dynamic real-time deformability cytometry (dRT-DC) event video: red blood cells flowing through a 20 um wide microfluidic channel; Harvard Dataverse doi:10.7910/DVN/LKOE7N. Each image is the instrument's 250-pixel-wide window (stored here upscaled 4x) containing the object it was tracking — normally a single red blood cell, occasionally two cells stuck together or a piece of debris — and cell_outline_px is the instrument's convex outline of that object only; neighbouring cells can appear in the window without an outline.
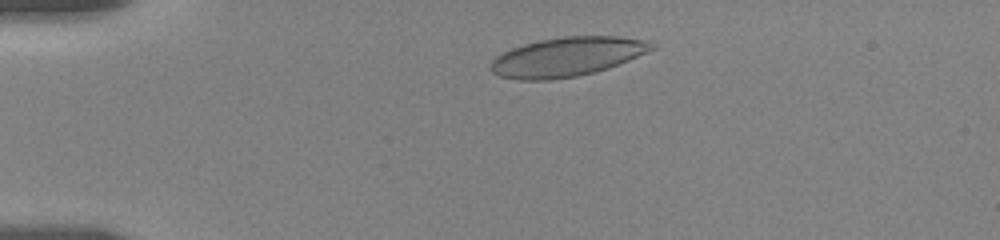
{"species": "human", "species_latin": "Homo sapiens", "temperature_condition": "room temperature", "stored_images_in_passage": 14, "camera_frame_rate_fps": 3000, "um_per_image_px": 0.085, "donor": {"sex": "female"}, "frame": {"image": 1, "passage_image": 4, "time_ms": 1.667, "image_size_px": [1000, 240], "cell_outline_px": [[656, 48], [628, 60], [608, 68], [576, 76], [548, 80], [516, 80], [500, 76], [492, 72], [488, 68], [492, 60], [496, 56], [512, 48], [524, 44], [540, 40], [564, 36], [620, 36], [644, 40], [656, 44]], "centroid_in_image_um": [48.17, 4.83], "position_along_channel_um": 36.8, "area_um2": 36.65}}
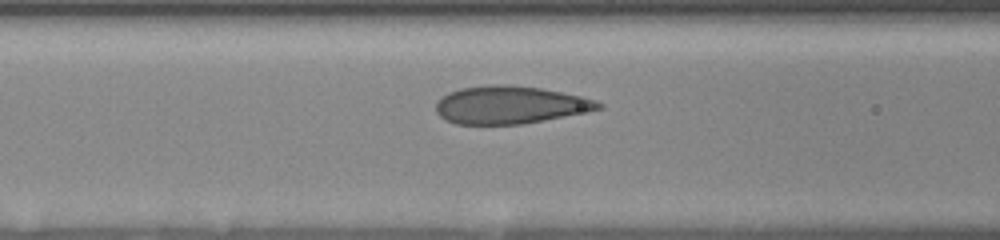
{"frame": {"image": 2, "passage_image": 10, "time_ms": 5.333, "image_size_px": [1000, 240], "cell_outline_px": [[604, 108], [588, 112], [524, 124], [456, 124], [444, 120], [436, 112], [436, 100], [448, 92], [460, 88], [492, 84], [508, 84], [540, 88], [584, 96], [596, 100], [604, 104]], "centroid_in_image_um": [43.37, 8.91], "position_along_channel_um": 123.2, "area_um2": 36.24}}
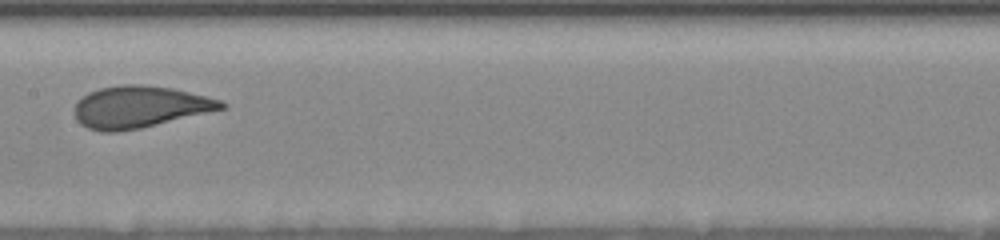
{"frame": {"image": 3, "passage_image": 13, "time_ms": 7.333, "image_size_px": [1000, 240], "cell_outline_px": [[228, 108], [140, 128], [116, 132], [100, 132], [88, 128], [80, 124], [76, 120], [76, 104], [88, 92], [100, 88], [120, 84], [144, 84], [172, 88], [220, 100], [228, 104]], "centroid_in_image_um": [11.89, 9.09], "position_along_channel_um": 195.5, "area_um2": 35.72}}